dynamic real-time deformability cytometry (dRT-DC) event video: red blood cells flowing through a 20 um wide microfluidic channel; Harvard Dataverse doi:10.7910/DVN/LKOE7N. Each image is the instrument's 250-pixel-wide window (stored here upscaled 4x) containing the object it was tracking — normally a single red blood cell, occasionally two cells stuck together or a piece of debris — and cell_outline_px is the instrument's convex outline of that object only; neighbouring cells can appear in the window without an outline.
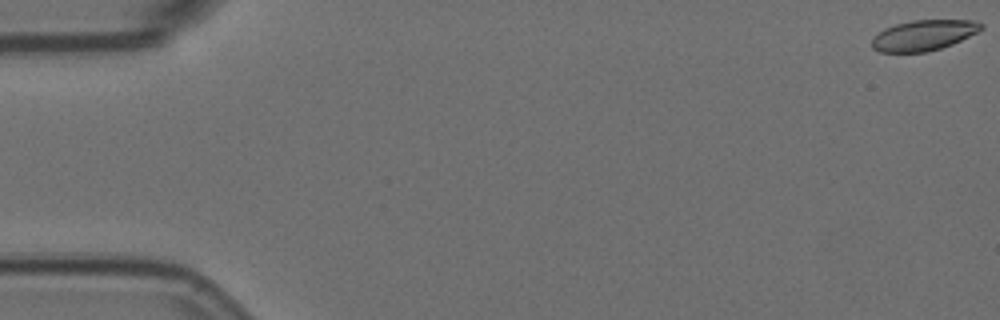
{"species": "Egyptian fruit bat (a non-hibernating species)", "species_latin": "Rousettus aegyptiacus", "temperature_condition": "room temperature", "stored_images_in_passage": 8, "camera_frame_rate_fps": 3000, "um_per_image_px": 0.085, "animal": {"sex": "female"}, "frame": {"image": 1, "passage_image": 1, "time_ms": 0.0, "image_size_px": [1000, 320], "cell_outline_px": [[984, 28], [952, 44], [940, 48], [924, 52], [880, 52], [872, 48], [872, 36], [884, 28], [896, 24], [912, 20], [972, 20], [984, 24]], "centroid_in_image_um": [78.47, 2.99], "position_along_channel_um": 6.5, "area_um2": 19.36}}